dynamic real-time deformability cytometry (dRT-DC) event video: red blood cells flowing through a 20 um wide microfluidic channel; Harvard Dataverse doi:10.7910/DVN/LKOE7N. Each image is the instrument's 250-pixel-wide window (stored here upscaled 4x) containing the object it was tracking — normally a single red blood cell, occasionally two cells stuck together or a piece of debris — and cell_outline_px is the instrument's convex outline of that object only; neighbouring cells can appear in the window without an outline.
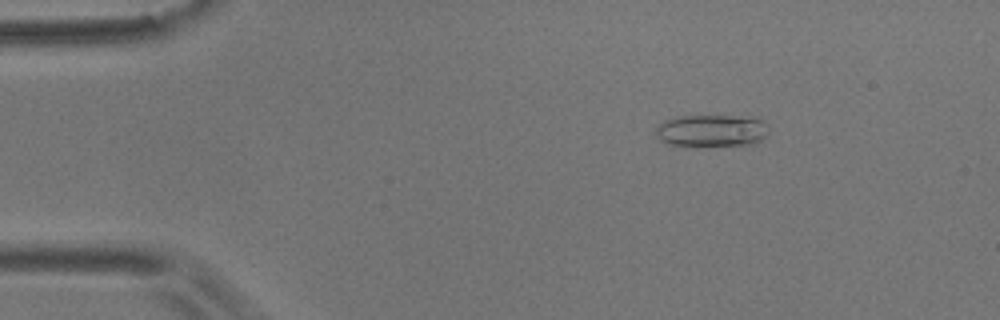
{"species": "common noctule bat (a hibernating species)", "species_latin": "Nyctalus noctula", "temperature_condition": "room temperature", "stored_images_in_passage": 50, "camera_frame_rate_fps": 3000, "um_per_image_px": 0.085, "animal": {"sex": "male", "body_mass_g": 17.9}, "frame": {"image": 1, "passage_image": 5, "time_ms": 1.333, "image_size_px": [1000, 320], "cell_outline_px": [[764, 136], [756, 144], [688, 148], [684, 148], [668, 144], [660, 140], [656, 136], [656, 128], [664, 120], [676, 116], [732, 116], [760, 120]], "centroid_in_image_um": [60.31, 11.16], "position_along_channel_um": 24.7, "area_um2": 21.27}}
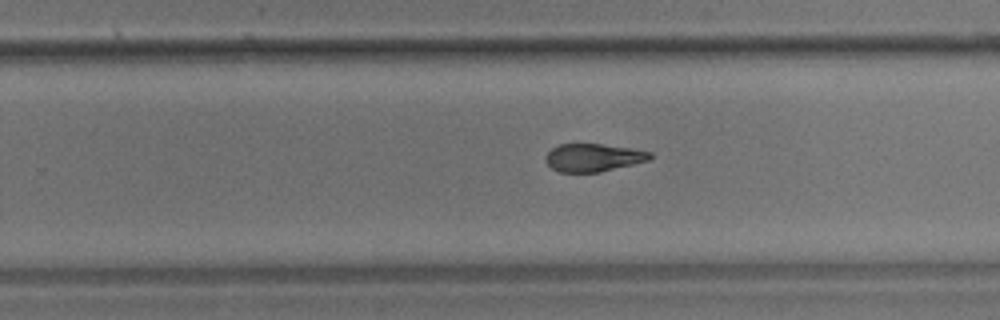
{"frame": {"image": 2, "passage_image": 32, "time_ms": 10.333, "image_size_px": [1000, 320], "cell_outline_px": [[652, 156], [648, 160], [600, 172], [560, 172], [552, 168], [544, 160], [544, 156], [552, 148], [560, 144], [600, 144], [628, 148], [652, 152]], "centroid_in_image_um": [50.38, 13.39], "position_along_channel_um": 279.4, "area_um2": 16.76}}
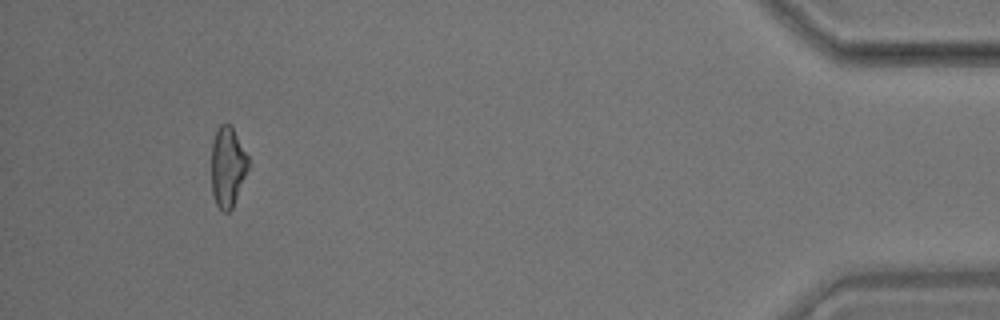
{"frame": {"image": 3, "passage_image": 49, "time_ms": 16.0, "image_size_px": [1000, 320], "cell_outline_px": [[248, 168], [232, 208], [228, 212], [224, 212], [216, 204], [212, 192], [212, 140], [216, 128], [220, 124], [228, 124], [232, 128], [248, 156]], "centroid_in_image_um": [19.33, 14.17], "position_along_channel_um": 415.9, "area_um2": 16.94}}